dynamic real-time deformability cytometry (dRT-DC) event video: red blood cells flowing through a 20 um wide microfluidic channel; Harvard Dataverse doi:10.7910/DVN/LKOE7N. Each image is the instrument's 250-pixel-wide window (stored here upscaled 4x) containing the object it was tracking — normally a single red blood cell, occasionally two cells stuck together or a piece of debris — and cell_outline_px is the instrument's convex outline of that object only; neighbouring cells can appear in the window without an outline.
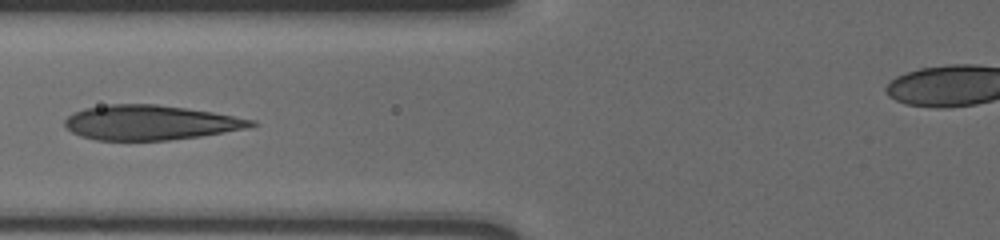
{"species": "human", "species_latin": "Homo sapiens", "temperature_condition": "cold", "stored_images_in_passage": 4, "camera_frame_rate_fps": 3000, "um_per_image_px": 0.085, "donor": {"sex": "male"}, "frame": {"image": 1, "passage_image": 3, "time_ms": 0.667, "image_size_px": [1000, 240], "cell_outline_px": [[260, 124], [248, 128], [200, 136], [168, 140], [96, 140], [80, 136], [72, 132], [64, 124], [64, 120], [68, 116], [84, 108], [112, 104], [156, 104], [212, 112], [256, 120]], "centroid_in_image_um": [12.79, 10.42], "position_along_channel_um": 113.0, "area_um2": 37.57}}